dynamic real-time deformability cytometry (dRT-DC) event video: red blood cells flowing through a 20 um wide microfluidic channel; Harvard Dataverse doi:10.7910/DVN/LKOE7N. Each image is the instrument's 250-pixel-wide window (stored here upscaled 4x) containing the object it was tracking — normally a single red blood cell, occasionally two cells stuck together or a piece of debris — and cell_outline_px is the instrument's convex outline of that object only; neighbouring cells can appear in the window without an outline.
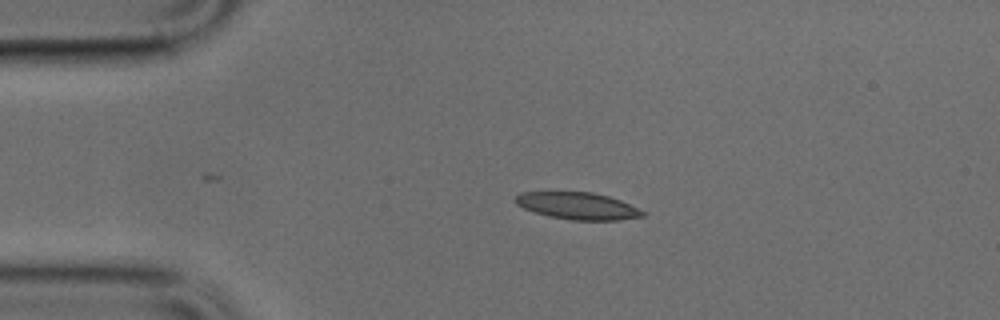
{"species": "common noctule bat (a hibernating species)", "species_latin": "Nyctalus noctula", "temperature_condition": "cold", "stored_images_in_passage": 37, "camera_frame_rate_fps": 3000, "um_per_image_px": 0.085, "animal": {"sex": "male", "body_mass_g": 17.9, "forearm_length_mm": 54.2}, "frame": {"image": 1, "passage_image": 9, "time_ms": 2.667, "image_size_px": [1000, 320], "cell_outline_px": [[644, 216], [620, 220], [572, 220], [548, 216], [524, 208], [516, 204], [512, 200], [520, 192], [592, 192], [608, 196], [620, 200], [644, 212]], "centroid_in_image_um": [49.06, 17.5], "position_along_channel_um": 35.9, "area_um2": 19.88}}
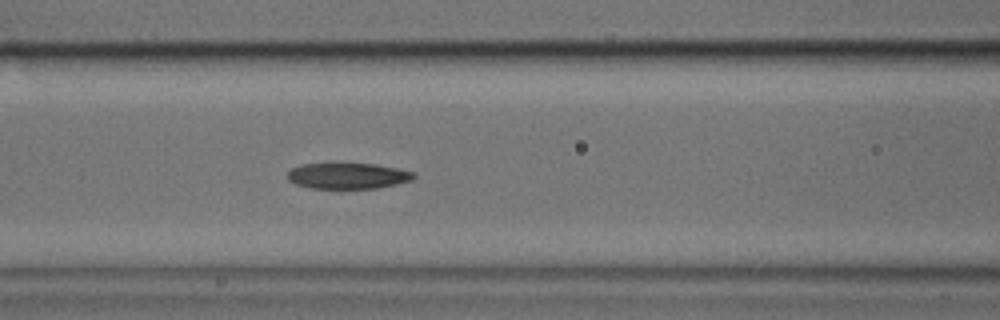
{"frame": {"image": 2, "passage_image": 19, "time_ms": 6.0, "image_size_px": [1000, 320], "cell_outline_px": [[416, 176], [412, 180], [396, 184], [376, 188], [308, 188], [296, 184], [288, 180], [288, 172], [292, 168], [300, 164], [376, 164], [416, 172]], "centroid_in_image_um": [29.58, 14.95], "position_along_channel_um": 137.0, "area_um2": 18.96}}
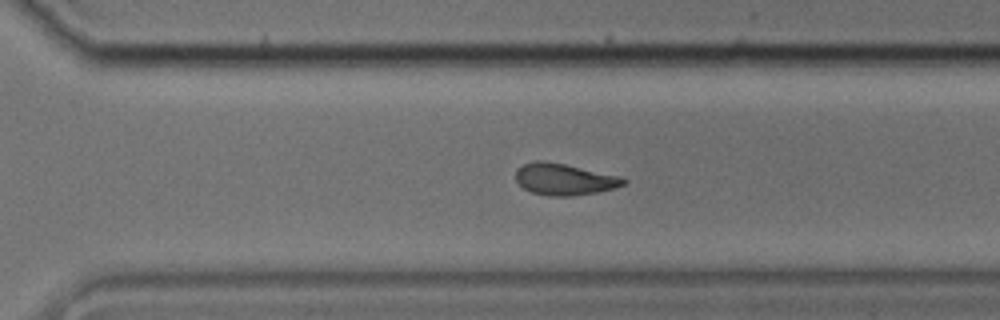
{"frame": {"image": 3, "passage_image": 33, "time_ms": 10.667, "image_size_px": [1000, 320], "cell_outline_px": [[628, 180], [624, 184], [616, 188], [596, 192], [572, 196], [548, 196], [532, 192], [524, 188], [516, 180], [516, 172], [524, 164], [536, 160], [540, 160], [564, 164], [620, 176]], "centroid_in_image_um": [47.99, 15.25], "position_along_channel_um": 322.6, "area_um2": 19.59}}